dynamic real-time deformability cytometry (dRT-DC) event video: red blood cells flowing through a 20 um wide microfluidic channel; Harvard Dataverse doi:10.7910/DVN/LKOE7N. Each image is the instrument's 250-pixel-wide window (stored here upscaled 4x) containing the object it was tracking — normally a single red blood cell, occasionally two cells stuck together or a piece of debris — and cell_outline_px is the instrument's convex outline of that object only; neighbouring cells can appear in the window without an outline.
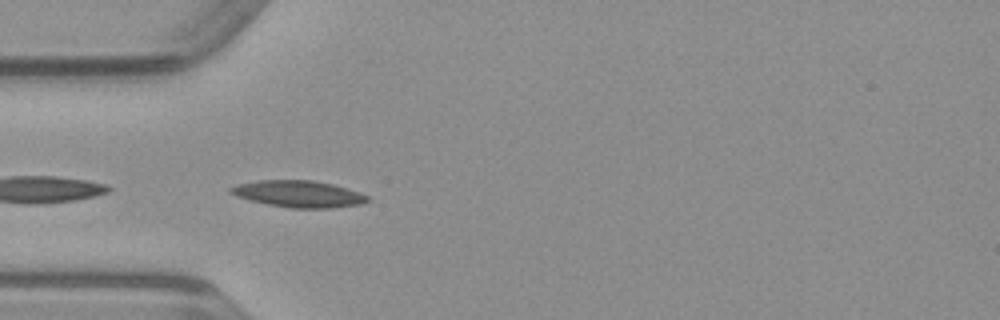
{"species": "common noctule bat (a hibernating species)", "species_latin": "Nyctalus noctula", "temperature_condition": "warm", "stored_images_in_passage": 28, "camera_frame_rate_fps": 3000, "um_per_image_px": 0.085, "animal": {"sex": "male", "body_mass_g": 23.1, "forearm_length_mm": 52.7}, "frame": {"image": 1, "passage_image": 6, "time_ms": 1.667, "image_size_px": [1000, 320], "cell_outline_px": [[368, 200], [360, 204], [332, 208], [292, 208], [268, 204], [236, 196], [228, 192], [228, 188], [240, 184], [256, 180], [312, 180], [332, 184], [348, 188], [368, 196]], "centroid_in_image_um": [25.37, 16.48], "position_along_channel_um": 59.6, "area_um2": 21.1}}
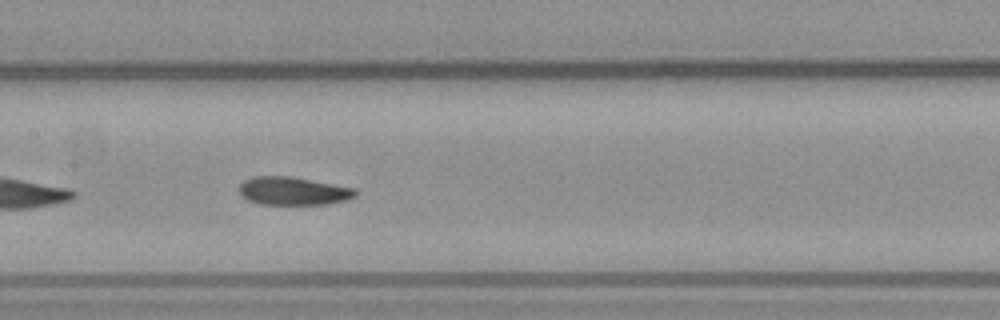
{"frame": {"image": 2, "passage_image": 15, "time_ms": 4.667, "image_size_px": [1000, 320], "cell_outline_px": [[360, 192], [356, 196], [348, 200], [328, 204], [260, 204], [248, 200], [240, 192], [240, 184], [244, 180], [252, 176], [292, 176], [356, 188]], "centroid_in_image_um": [24.99, 16.23], "position_along_channel_um": 182.4, "area_um2": 19.25}}
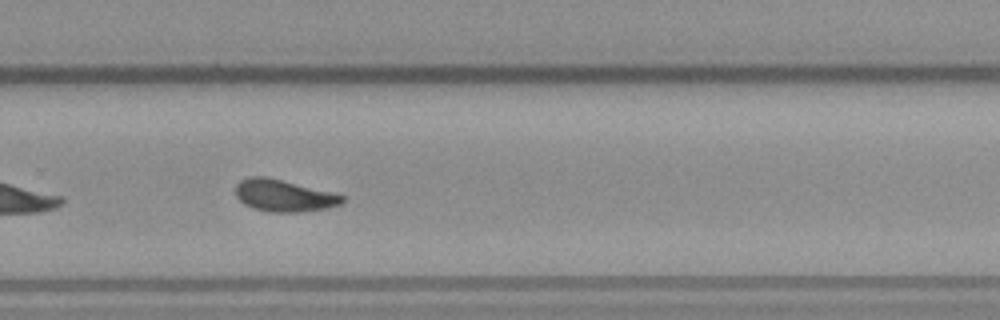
{"frame": {"image": 3, "passage_image": 24, "time_ms": 7.667, "image_size_px": [1000, 320], "cell_outline_px": [[344, 200], [340, 204], [328, 208], [304, 212], [268, 212], [252, 208], [244, 204], [236, 196], [236, 184], [240, 180], [248, 176], [264, 176], [344, 196]], "centroid_in_image_um": [24.06, 16.64], "position_along_channel_um": 305.7, "area_um2": 19.59}}